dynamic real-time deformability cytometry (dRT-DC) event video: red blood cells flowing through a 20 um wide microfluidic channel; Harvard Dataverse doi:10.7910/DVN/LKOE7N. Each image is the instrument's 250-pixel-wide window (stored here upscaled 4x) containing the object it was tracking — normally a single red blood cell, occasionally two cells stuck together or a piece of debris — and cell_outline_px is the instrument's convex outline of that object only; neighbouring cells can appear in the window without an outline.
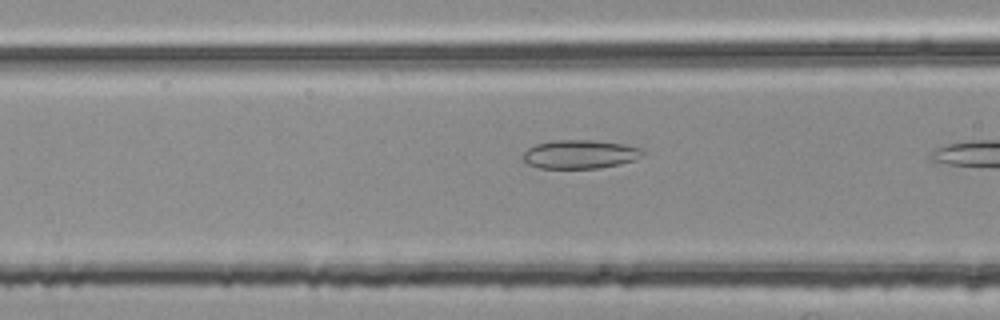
{"species": "common noctule bat (a hibernating species)", "species_latin": "Nyctalus noctula", "temperature_condition": "room temperature", "stored_images_in_passage": 14, "camera_frame_rate_fps": 3000, "um_per_image_px": 0.085, "animal": {"sex": "female", "body_mass_g": 25.1}, "frame": {"image": 1, "passage_image": 12, "time_ms": 3.667, "image_size_px": [1000, 320], "cell_outline_px": [[644, 152], [640, 156], [632, 160], [620, 164], [600, 168], [540, 168], [528, 164], [520, 156], [528, 148], [536, 144], [556, 140], [596, 140], [624, 144], [640, 148]], "centroid_in_image_um": [49.26, 13.11], "position_along_channel_um": 117.3, "area_um2": 19.94}}